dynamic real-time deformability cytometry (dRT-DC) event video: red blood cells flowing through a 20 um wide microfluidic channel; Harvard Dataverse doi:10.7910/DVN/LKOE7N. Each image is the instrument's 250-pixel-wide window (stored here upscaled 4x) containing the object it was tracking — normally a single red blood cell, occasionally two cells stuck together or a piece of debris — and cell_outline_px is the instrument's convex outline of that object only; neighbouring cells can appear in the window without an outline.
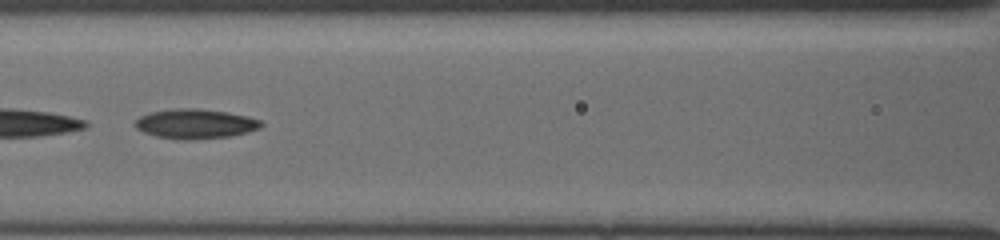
{"species": "common noctule bat (a hibernating species)", "species_latin": "Nyctalus noctula", "temperature_condition": "cold", "stored_images_in_passage": 24, "camera_frame_rate_fps": 3000, "um_per_image_px": 0.085, "animal": {"sex": "female", "body_mass_g": 19.5, "forearm_length_mm": 54.1}, "frame": {"image": 1, "passage_image": 22, "time_ms": 8.333, "image_size_px": [1000, 240], "cell_outline_px": [[264, 124], [260, 128], [248, 132], [228, 136], [192, 140], [184, 140], [156, 136], [144, 132], [136, 128], [132, 124], [140, 116], [152, 112], [176, 108], [196, 108], [224, 112], [248, 116], [260, 120]], "centroid_in_image_um": [16.59, 10.53], "position_along_channel_um": 150.0, "area_um2": 21.68}}